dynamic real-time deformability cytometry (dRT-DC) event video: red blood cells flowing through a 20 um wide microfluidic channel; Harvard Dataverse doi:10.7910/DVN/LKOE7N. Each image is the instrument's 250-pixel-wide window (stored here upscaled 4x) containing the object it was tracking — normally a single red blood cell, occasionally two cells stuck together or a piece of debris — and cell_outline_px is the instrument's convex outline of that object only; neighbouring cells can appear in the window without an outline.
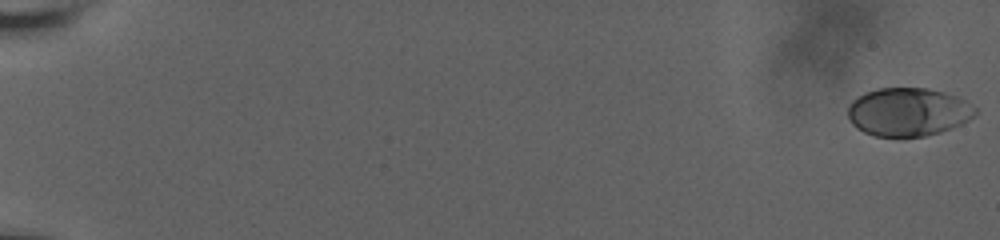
{"species": "human", "species_latin": "Homo sapiens", "temperature_condition": "room temperature", "stored_images_in_passage": 61, "camera_frame_rate_fps": 3000, "um_per_image_px": 0.085, "donor": {"sex": "male"}, "frame": {"image": 1, "passage_image": 1, "time_ms": 0.0, "image_size_px": [1000, 240], "cell_outline_px": [[976, 116], [960, 124], [940, 132], [924, 136], [900, 140], [872, 136], [856, 128], [852, 124], [848, 116], [848, 108], [852, 100], [864, 92], [880, 88], [928, 88], [944, 92], [956, 96], [964, 100], [976, 108]], "centroid_in_image_um": [77.16, 9.55], "position_along_channel_um": 7.8, "area_um2": 36.59}}
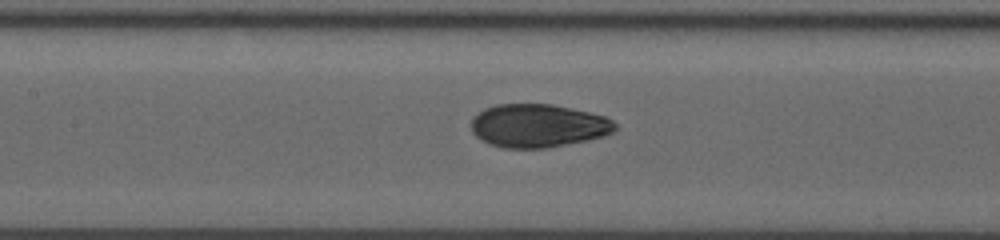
{"frame": {"image": 2, "passage_image": 32, "time_ms": 10.333, "image_size_px": [1000, 240], "cell_outline_px": [[616, 128], [612, 132], [604, 136], [588, 140], [548, 148], [504, 148], [488, 144], [476, 136], [472, 132], [472, 116], [484, 108], [496, 104], [552, 104], [588, 112], [604, 116], [612, 120], [616, 124]], "centroid_in_image_um": [45.71, 10.69], "position_along_channel_um": 161.7, "area_um2": 36.41}}
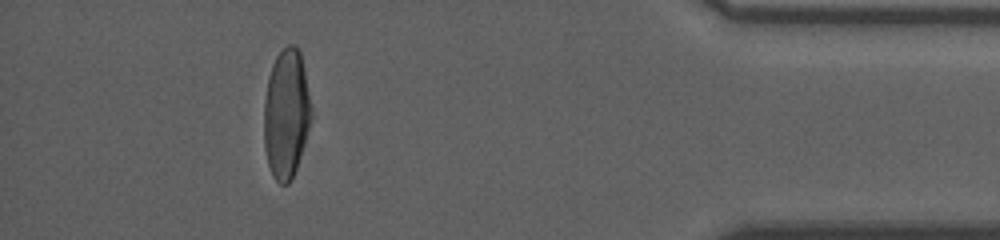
{"frame": {"image": 3, "passage_image": 56, "time_ms": 18.333, "image_size_px": [1000, 240], "cell_outline_px": [[316, 116], [292, 180], [288, 184], [280, 184], [272, 176], [268, 164], [264, 148], [264, 100], [268, 76], [272, 64], [276, 56], [288, 44], [292, 44], [300, 52]], "centroid_in_image_um": [24.39, 9.71], "position_along_channel_um": 410.8, "area_um2": 36.99}, "authors_computed_cell_mechanics": {"area_um2": 36.5874, "velocity_mm_per_s": 3.6604, "shape_relaxation_time_tau1_ms": 4.6176, "shape_relaxation_time_tau2_ms": 0.9539, "deformation_change_tau1": 0.1666, "deformation_change_tau2": 0.0516}}